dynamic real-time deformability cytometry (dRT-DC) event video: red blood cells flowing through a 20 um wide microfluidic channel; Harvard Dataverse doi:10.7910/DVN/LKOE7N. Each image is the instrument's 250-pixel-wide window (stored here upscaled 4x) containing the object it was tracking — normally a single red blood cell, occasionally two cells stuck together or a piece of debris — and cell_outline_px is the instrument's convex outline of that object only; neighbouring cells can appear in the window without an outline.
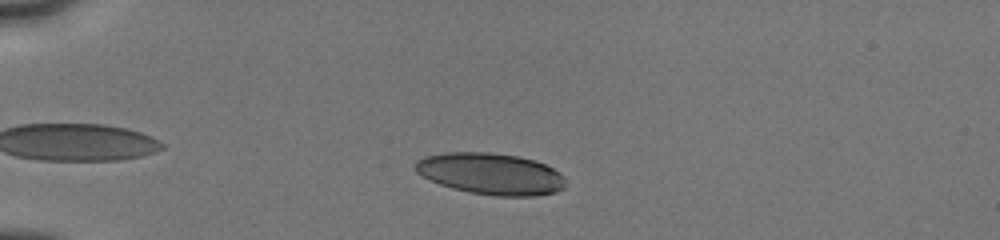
{"species": "human", "species_latin": "Homo sapiens", "temperature_condition": "cold", "stored_images_in_passage": 23, "camera_frame_rate_fps": 3000, "um_per_image_px": 0.085, "donor": {"sex": "male"}, "frame": {"image": 1, "passage_image": 10, "time_ms": 1.667, "image_size_px": [1000, 240], "cell_outline_px": [[564, 188], [556, 192], [532, 196], [496, 196], [468, 192], [452, 188], [440, 184], [416, 172], [416, 160], [424, 156], [444, 152], [488, 152], [520, 156], [544, 164], [560, 172], [564, 176]], "centroid_in_image_um": [41.72, 14.77], "position_along_channel_um": 43.3, "area_um2": 36.3}}
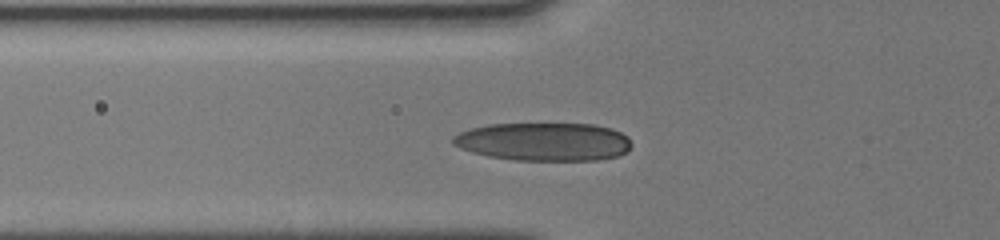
{"frame": {"image": 2, "passage_image": 18, "time_ms": 3.667, "image_size_px": [1000, 240], "cell_outline_px": [[632, 144], [628, 152], [620, 156], [600, 160], [512, 160], [488, 156], [472, 152], [460, 148], [452, 144], [452, 136], [460, 132], [472, 128], [488, 124], [592, 124], [612, 128], [628, 136]], "centroid_in_image_um": [46.26, 12.05], "position_along_channel_um": 79.5, "area_um2": 40.11}}